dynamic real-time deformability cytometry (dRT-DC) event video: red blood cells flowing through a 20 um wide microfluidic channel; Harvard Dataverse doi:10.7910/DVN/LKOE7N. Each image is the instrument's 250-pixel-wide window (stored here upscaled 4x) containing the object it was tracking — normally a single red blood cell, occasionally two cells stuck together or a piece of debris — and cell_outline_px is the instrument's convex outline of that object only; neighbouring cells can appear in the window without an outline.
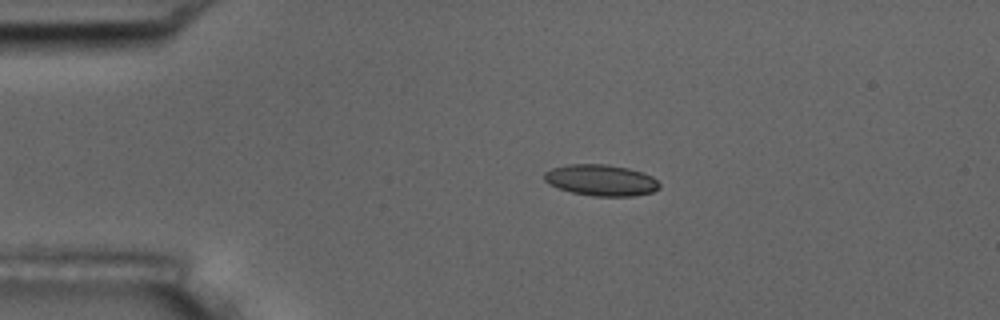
{"species": "common noctule bat (a hibernating species)", "species_latin": "Nyctalus noctula", "temperature_condition": "room temperature", "stored_images_in_passage": 14, "camera_frame_rate_fps": 3000, "um_per_image_px": 0.085, "animal": {"sex": "male", "body_mass_g": 17.5, "forearm_length_mm": 52.3}, "frame": {"image": 1, "passage_image": 3, "time_ms": 2.333, "image_size_px": [1000, 320], "cell_outline_px": [[660, 188], [652, 192], [636, 196], [592, 196], [572, 192], [548, 184], [544, 180], [544, 172], [552, 168], [568, 164], [608, 164], [628, 168], [644, 172], [652, 176], [660, 184]], "centroid_in_image_um": [51.1, 15.31], "position_along_channel_um": 33.9, "area_um2": 21.1}}
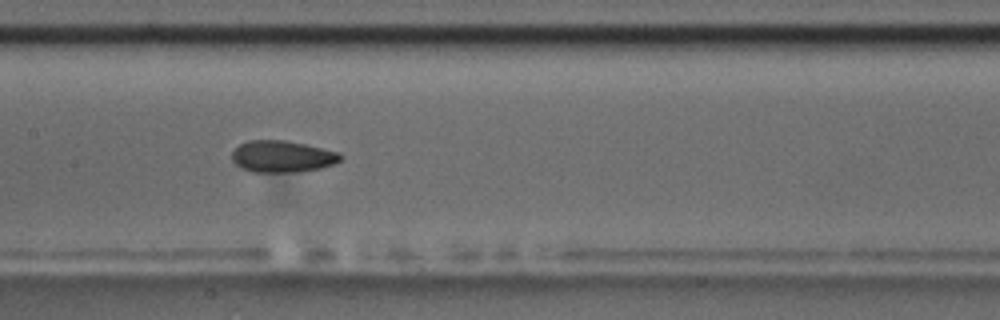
{"frame": {"image": 2, "passage_image": 7, "time_ms": 7.667, "image_size_px": [1000, 320], "cell_outline_px": [[344, 156], [340, 160], [332, 164], [320, 168], [292, 172], [252, 172], [240, 168], [232, 160], [232, 152], [240, 144], [248, 140], [284, 140], [304, 144], [340, 152]], "centroid_in_image_um": [23.97, 13.3], "position_along_channel_um": 183.4, "area_um2": 20.0}}
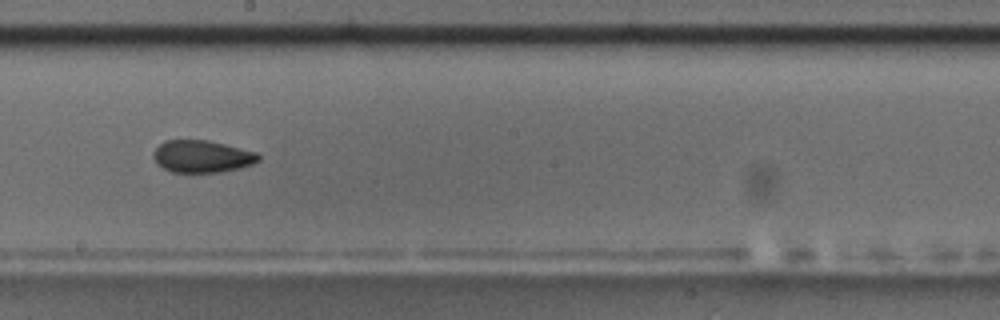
{"frame": {"image": 3, "passage_image": 8, "time_ms": 9.0, "image_size_px": [1000, 320], "cell_outline_px": [[260, 160], [252, 164], [240, 168], [220, 172], [172, 172], [164, 168], [152, 156], [152, 152], [164, 140], [208, 140], [256, 152], [260, 156]], "centroid_in_image_um": [17.18, 13.29], "position_along_channel_um": 231.0, "area_um2": 19.59}, "authors_computed_cell_mechanics": {"area_um2": 20.0855, "velocity_mm_per_s": 3.5921, "shape_relaxation_time_tau1_ms": null, "shape_relaxation_time_tau2_ms": 1.7351, "deformation_change_tau1": null, "deformation_change_tau2": 0.0492}}